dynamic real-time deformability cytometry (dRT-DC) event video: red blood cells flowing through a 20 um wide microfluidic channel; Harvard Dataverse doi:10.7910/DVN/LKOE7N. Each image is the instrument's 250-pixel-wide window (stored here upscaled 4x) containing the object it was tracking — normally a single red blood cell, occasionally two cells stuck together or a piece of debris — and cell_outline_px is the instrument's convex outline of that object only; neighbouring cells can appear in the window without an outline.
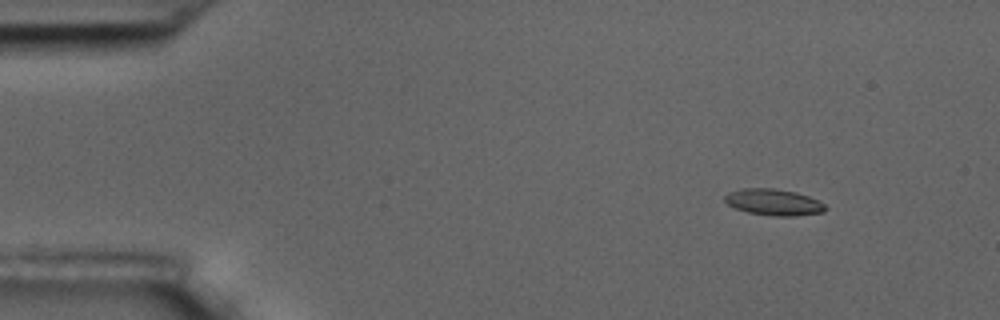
{"species": "common noctule bat (a hibernating species)", "species_latin": "Nyctalus noctula", "temperature_condition": "room temperature", "stored_images_in_passage": 6, "camera_frame_rate_fps": 3000, "um_per_image_px": 0.085, "animal": {"sex": "male", "body_mass_g": 17.5, "forearm_length_mm": 52.3}, "frame": {"image": 1, "passage_image": 2, "time_ms": 0.333, "image_size_px": [1000, 320], "cell_outline_px": [[828, 208], [824, 212], [796, 216], [776, 216], [748, 212], [736, 208], [728, 204], [724, 200], [724, 196], [728, 192], [744, 188], [772, 188], [796, 192], [808, 196], [824, 204]], "centroid_in_image_um": [65.77, 17.18], "position_along_channel_um": 19.2, "area_um2": 15.37}}
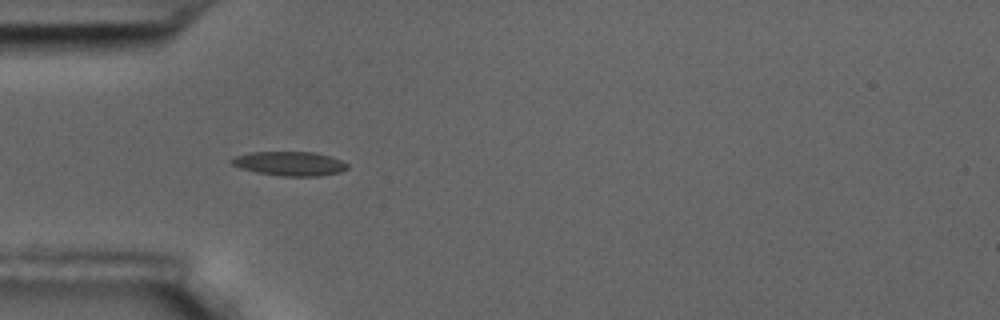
{"frame": {"image": 2, "passage_image": 5, "time_ms": 1.333, "image_size_px": [1000, 320], "cell_outline_px": [[348, 168], [340, 172], [320, 176], [280, 176], [256, 172], [240, 168], [232, 164], [228, 160], [236, 156], [248, 152], [316, 152], [332, 156], [348, 164]], "centroid_in_image_um": [24.62, 13.9], "position_along_channel_um": 60.4, "area_um2": 16.47}}